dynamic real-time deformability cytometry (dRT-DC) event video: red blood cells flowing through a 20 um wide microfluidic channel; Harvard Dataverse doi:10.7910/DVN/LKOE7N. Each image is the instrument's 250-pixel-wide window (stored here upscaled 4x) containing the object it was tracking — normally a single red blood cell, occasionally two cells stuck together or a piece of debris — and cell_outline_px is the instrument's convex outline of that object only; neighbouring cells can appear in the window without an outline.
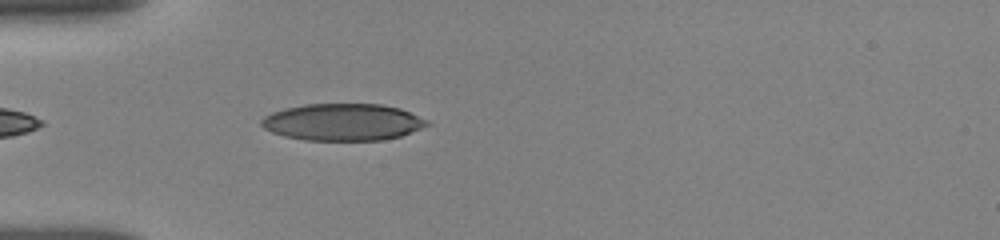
{"species": "human", "species_latin": "Homo sapiens", "temperature_condition": "room temperature", "stored_images_in_passage": 19, "camera_frame_rate_fps": 3000, "um_per_image_px": 0.085, "donor": {"sex": "female"}, "frame": {"image": 1, "passage_image": 1, "time_ms": 0.0, "image_size_px": [1000, 240], "cell_outline_px": [[432, 124], [400, 136], [384, 140], [304, 140], [284, 136], [272, 132], [264, 128], [260, 124], [260, 120], [264, 116], [272, 112], [284, 108], [304, 104], [380, 104], [400, 108], [428, 120]], "centroid_in_image_um": [29.13, 10.37], "position_along_channel_um": 55.9, "area_um2": 35.78}}
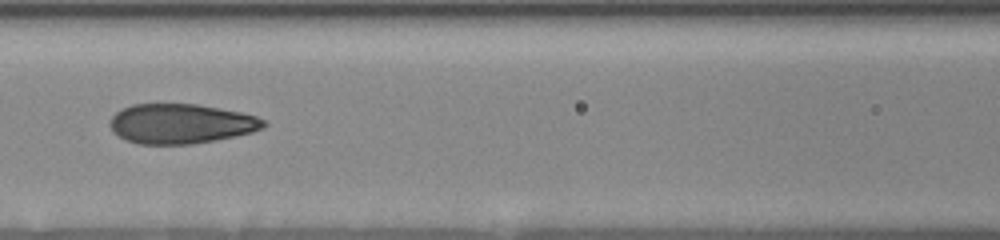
{"frame": {"image": 2, "passage_image": 4, "time_ms": 2.667, "image_size_px": [1000, 240], "cell_outline_px": [[268, 124], [264, 128], [252, 132], [236, 136], [216, 140], [192, 144], [140, 144], [124, 140], [112, 132], [108, 124], [112, 116], [116, 112], [132, 104], [196, 104], [240, 112], [256, 116], [264, 120]], "centroid_in_image_um": [15.36, 10.52], "position_along_channel_um": 151.2, "area_um2": 35.78}}
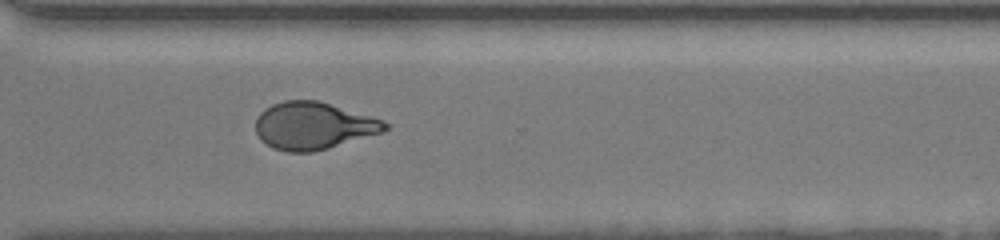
{"frame": {"image": 3, "passage_image": 10, "time_ms": 7.667, "image_size_px": [1000, 240], "cell_outline_px": [[392, 124], [388, 128], [380, 132], [328, 148], [312, 152], [288, 152], [272, 148], [260, 140], [256, 132], [256, 116], [264, 108], [272, 104], [284, 100], [316, 100], [380, 120]], "centroid_in_image_um": [26.55, 10.7], "position_along_channel_um": 344.1, "area_um2": 35.2}, "authors_computed_cell_mechanics": {"area_um2": 35.7782, "velocity_mm_per_s": 3.8815, "shape_relaxation_time_tau1_ms": 4.6262, "shape_relaxation_time_tau2_ms": 0.745, "deformation_change_tau1": 0.1525, "deformation_change_tau2": 0.0366}}